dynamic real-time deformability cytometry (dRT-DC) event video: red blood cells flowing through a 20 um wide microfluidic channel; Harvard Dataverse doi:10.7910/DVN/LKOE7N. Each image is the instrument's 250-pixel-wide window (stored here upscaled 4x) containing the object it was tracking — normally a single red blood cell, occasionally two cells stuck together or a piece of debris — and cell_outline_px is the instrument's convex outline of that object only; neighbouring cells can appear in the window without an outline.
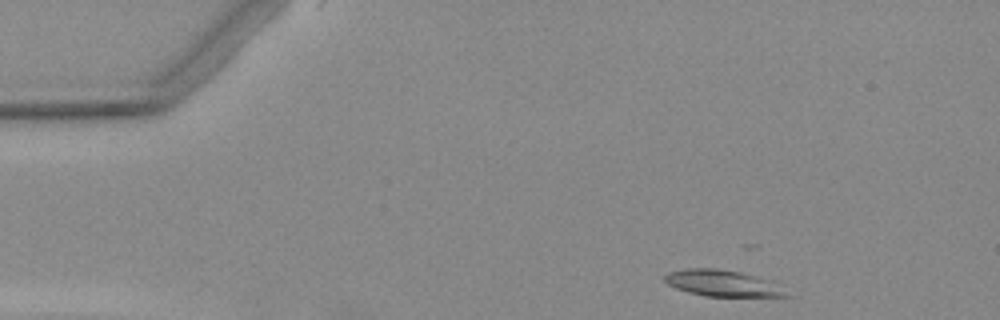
{"species": "Egyptian fruit bat (a non-hibernating species)", "species_latin": "Rousettus aegyptiacus", "temperature_condition": "warm", "stored_images_in_passage": 3, "camera_frame_rate_fps": 3000, "um_per_image_px": 0.085, "animal": {"sex": "female"}, "frame": {"image": 1, "passage_image": 1, "time_ms": 0.0, "image_size_px": [1000, 320], "cell_outline_px": [[792, 296], [708, 296], [688, 292], [676, 288], [668, 284], [664, 280], [664, 276], [668, 272], [684, 268], [716, 268], [740, 272], [764, 280]], "centroid_in_image_um": [61.25, 24.06], "position_along_channel_um": 23.7, "area_um2": 17.92}}